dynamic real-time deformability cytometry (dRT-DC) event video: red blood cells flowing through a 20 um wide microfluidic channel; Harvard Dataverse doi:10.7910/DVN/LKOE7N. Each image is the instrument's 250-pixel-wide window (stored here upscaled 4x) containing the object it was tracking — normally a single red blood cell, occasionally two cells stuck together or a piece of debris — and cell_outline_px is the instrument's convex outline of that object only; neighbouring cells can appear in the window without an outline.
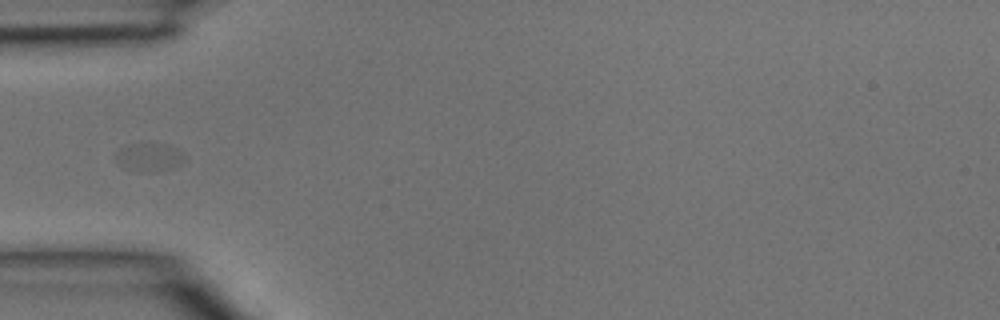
{"species": "common noctule bat (a hibernating species)", "species_latin": "Nyctalus noctula", "temperature_condition": "room temperature", "stored_images_in_passage": 1, "camera_frame_rate_fps": 3000, "um_per_image_px": 0.085, "animal": {"sex": "male", "body_mass_g": 15.6}, "frame": {"image": 1, "passage_image": 1, "time_ms": 0.0, "image_size_px": [1000, 320], "cell_outline_px": [[188, 160], [180, 164], [168, 168], [140, 172], [128, 168], [120, 164], [112, 156], [120, 148], [128, 144], [164, 144], [176, 148]], "centroid_in_image_um": [12.65, 13.34], "position_along_channel_um": 72.4, "area_um2": 11.04}}